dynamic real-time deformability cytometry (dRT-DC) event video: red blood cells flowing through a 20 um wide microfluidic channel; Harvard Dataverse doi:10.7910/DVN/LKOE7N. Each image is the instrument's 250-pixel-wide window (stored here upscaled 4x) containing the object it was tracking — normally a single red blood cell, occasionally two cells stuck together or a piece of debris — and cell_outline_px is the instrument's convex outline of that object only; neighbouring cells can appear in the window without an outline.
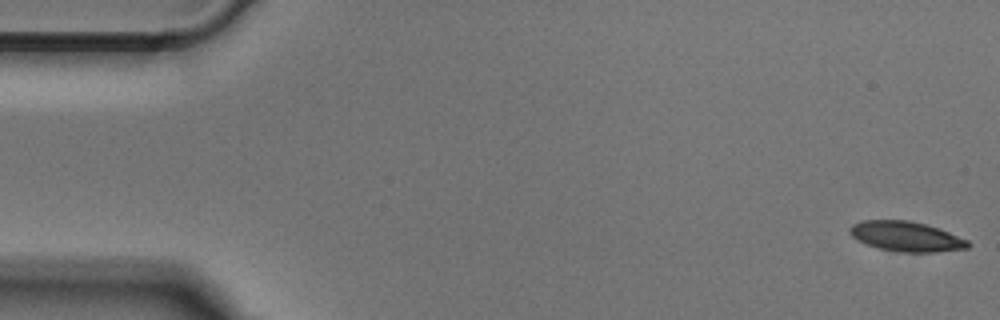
{"species": "Egyptian fruit bat (a non-hibernating species)", "species_latin": "Rousettus aegyptiacus", "temperature_condition": "cold", "stored_images_in_passage": 51, "segment_of_instrument_passage": [1, 2], "camera_frame_rate_fps": 3000, "um_per_image_px": 0.085, "animal": {"sex": "male"}, "frame": {"image": 1, "passage_image": 1, "time_ms": 0.0, "image_size_px": [1000, 320], "cell_outline_px": [[972, 244], [968, 248], [936, 252], [896, 252], [880, 248], [856, 240], [848, 232], [848, 228], [852, 224], [860, 220], [908, 220], [928, 224], [968, 240]], "centroid_in_image_um": [77.01, 20.09], "position_along_channel_um": 8.0, "area_um2": 20.81}}
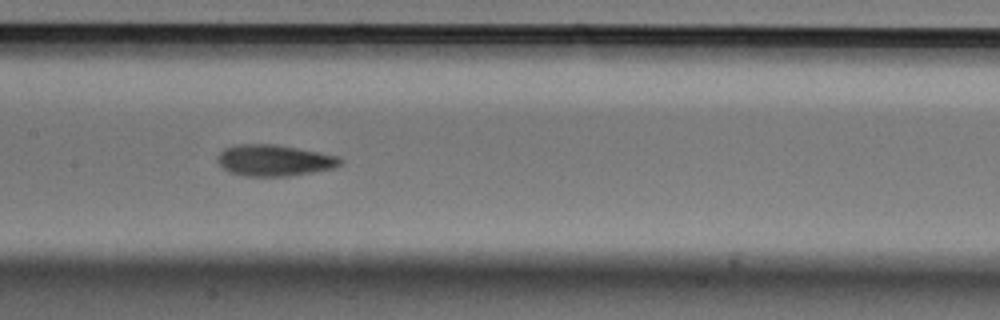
{"frame": {"image": 2, "passage_image": 24, "time_ms": 7.667, "image_size_px": [1000, 320], "cell_outline_px": [[344, 160], [336, 168], [288, 176], [244, 176], [228, 172], [216, 160], [216, 156], [224, 148], [236, 144], [276, 144], [320, 152], [340, 156]], "centroid_in_image_um": [23.32, 13.62], "position_along_channel_um": 184.1, "area_um2": 22.66}}
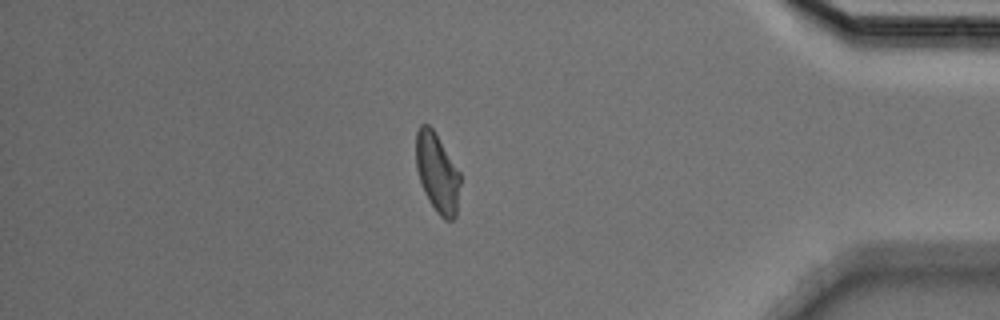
{"frame": {"image": 3, "passage_image": 43, "time_ms": 14.0, "image_size_px": [1000, 320], "cell_outline_px": [[460, 184], [456, 216], [452, 220], [444, 220], [436, 212], [428, 200], [424, 192], [416, 168], [416, 132], [420, 124], [428, 124], [432, 128], [460, 172]], "centroid_in_image_um": [37.16, 14.71], "position_along_channel_um": 398.0, "area_um2": 20.4}}